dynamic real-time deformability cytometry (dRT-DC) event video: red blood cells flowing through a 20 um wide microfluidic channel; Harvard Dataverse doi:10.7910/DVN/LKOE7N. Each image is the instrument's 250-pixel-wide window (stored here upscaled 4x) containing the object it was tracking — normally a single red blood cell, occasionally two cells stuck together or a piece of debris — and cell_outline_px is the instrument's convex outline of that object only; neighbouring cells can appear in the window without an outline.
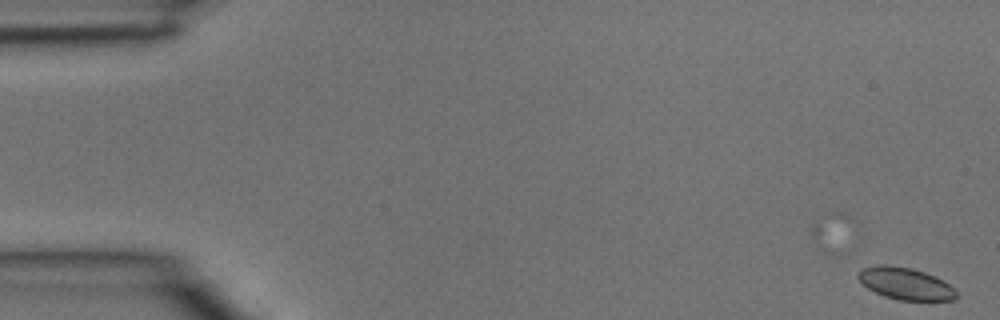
{"species": "common noctule bat (a hibernating species)", "species_latin": "Nyctalus noctula", "temperature_condition": "room temperature", "stored_images_in_passage": 2, "camera_frame_rate_fps": 3000, "um_per_image_px": 0.085, "animal": {"sex": "male", "body_mass_g": 15.6}, "frame": {"image": 1, "passage_image": 2, "time_ms": 0.333, "image_size_px": [1000, 320], "cell_outline_px": [[956, 296], [952, 300], [900, 300], [884, 296], [868, 288], [856, 276], [856, 272], [864, 268], [880, 264], [888, 264], [912, 268], [924, 272], [944, 280], [956, 292]], "centroid_in_image_um": [76.93, 24.09], "position_along_channel_um": 8.1, "area_um2": 18.15}}